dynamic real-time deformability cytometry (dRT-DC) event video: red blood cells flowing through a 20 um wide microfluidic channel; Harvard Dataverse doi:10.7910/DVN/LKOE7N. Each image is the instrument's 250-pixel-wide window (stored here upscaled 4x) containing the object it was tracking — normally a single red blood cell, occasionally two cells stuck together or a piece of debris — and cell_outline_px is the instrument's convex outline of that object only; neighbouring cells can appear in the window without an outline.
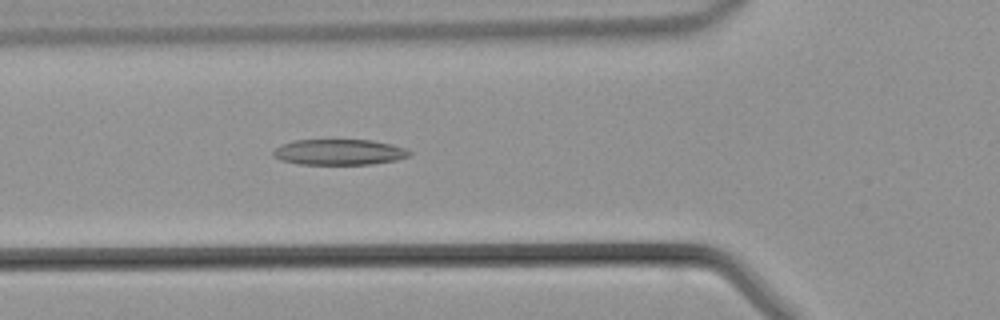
{"species": "common noctule bat (a hibernating species)", "species_latin": "Nyctalus noctula", "temperature_condition": "warm", "stored_images_in_passage": 43, "camera_frame_rate_fps": 3000, "um_per_image_px": 0.085, "animal": {"sex": "male", "body_mass_g": 21.5, "forearm_length_mm": 52.0}, "frame": {"image": 1, "passage_image": 14, "time_ms": 4.333, "image_size_px": [1000, 320], "cell_outline_px": [[412, 152], [408, 156], [396, 160], [372, 164], [300, 164], [280, 160], [272, 156], [272, 152], [280, 144], [292, 140], [372, 140], [392, 144], [404, 148]], "centroid_in_image_um": [28.79, 12.92], "position_along_channel_um": 97.0, "area_um2": 20.46}}
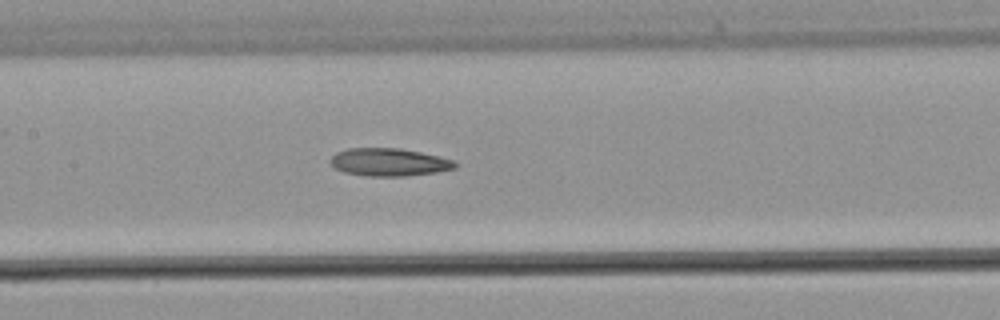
{"frame": {"image": 2, "passage_image": 19, "time_ms": 6.0, "image_size_px": [1000, 320], "cell_outline_px": [[456, 168], [436, 172], [404, 176], [368, 176], [344, 172], [336, 168], [328, 160], [336, 152], [348, 148], [400, 148], [420, 152], [452, 160], [456, 164]], "centroid_in_image_um": [33.02, 13.78], "position_along_channel_um": 174.4, "area_um2": 20.0}}
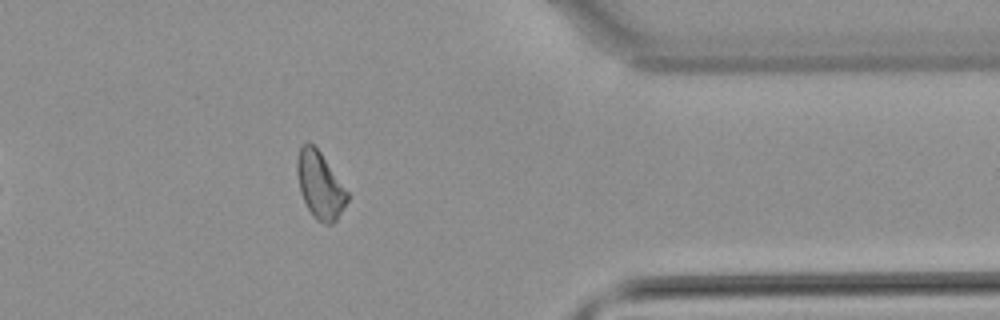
{"frame": {"image": 3, "passage_image": 34, "time_ms": 11.0, "image_size_px": [1000, 320], "cell_outline_px": [[348, 200], [336, 220], [332, 224], [324, 224], [316, 220], [312, 216], [300, 192], [296, 172], [296, 160], [300, 148], [308, 140], [320, 152], [348, 192]], "centroid_in_image_um": [27.17, 15.75], "position_along_channel_um": 384.2, "area_um2": 19.42}}